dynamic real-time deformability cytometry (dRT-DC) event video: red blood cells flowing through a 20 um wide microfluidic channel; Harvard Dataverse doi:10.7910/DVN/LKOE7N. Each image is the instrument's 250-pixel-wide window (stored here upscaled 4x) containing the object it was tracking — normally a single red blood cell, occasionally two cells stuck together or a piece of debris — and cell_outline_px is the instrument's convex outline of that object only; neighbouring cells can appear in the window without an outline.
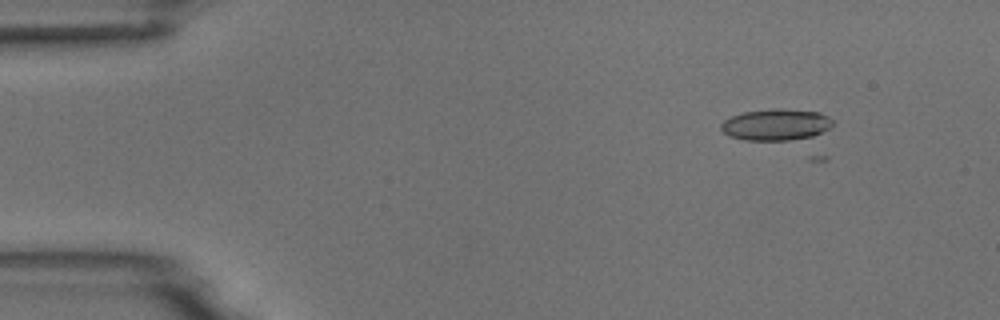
{"species": "common noctule bat (a hibernating species)", "species_latin": "Nyctalus noctula", "temperature_condition": "room temperature", "stored_images_in_passage": 7, "camera_frame_rate_fps": 3000, "um_per_image_px": 0.085, "animal": {"sex": "male", "body_mass_g": 18.8}, "frame": {"image": 1, "passage_image": 6, "time_ms": 1.667, "image_size_px": [1000, 320], "cell_outline_px": [[832, 124], [828, 128], [812, 136], [788, 140], [744, 140], [728, 136], [720, 128], [720, 124], [724, 120], [732, 116], [744, 112], [776, 108], [780, 108], [820, 112], [828, 116], [832, 120]], "centroid_in_image_um": [65.92, 10.59], "position_along_channel_um": 19.1, "area_um2": 20.35}}